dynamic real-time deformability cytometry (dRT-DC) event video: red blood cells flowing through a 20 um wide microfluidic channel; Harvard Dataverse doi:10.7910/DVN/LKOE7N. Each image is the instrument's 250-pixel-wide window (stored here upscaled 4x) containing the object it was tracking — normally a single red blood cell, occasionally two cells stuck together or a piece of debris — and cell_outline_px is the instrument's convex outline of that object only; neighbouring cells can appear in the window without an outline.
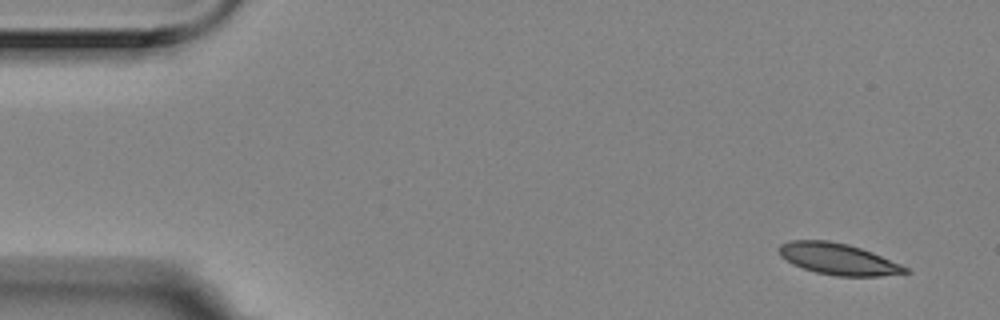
{"species": "Egyptian fruit bat (a non-hibernating species)", "species_latin": "Rousettus aegyptiacus", "temperature_condition": "room temperature", "stored_images_in_passage": 10, "camera_frame_rate_fps": 3000, "um_per_image_px": 0.085, "animal": {"sex": "female"}, "frame": {"image": 1, "passage_image": 1, "time_ms": 0.0, "image_size_px": [1000, 320], "cell_outline_px": [[912, 272], [880, 276], [836, 276], [816, 272], [792, 264], [780, 256], [776, 248], [780, 244], [792, 240], [828, 240], [848, 244], [872, 252], [900, 264], [908, 268]], "centroid_in_image_um": [71.21, 22.01], "position_along_channel_um": 13.8, "area_um2": 23.12}}
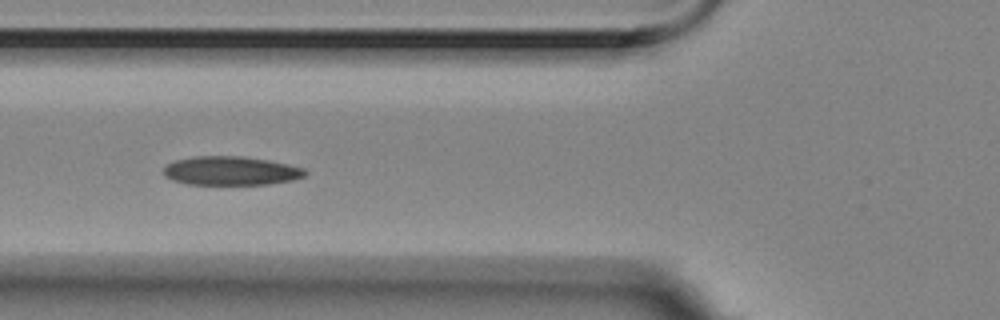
{"frame": {"image": 2, "passage_image": 6, "time_ms": 1.667, "image_size_px": [1000, 320], "cell_outline_px": [[308, 172], [304, 176], [292, 180], [268, 184], [188, 184], [172, 180], [164, 176], [164, 164], [176, 160], [192, 156], [244, 156], [268, 160], [288, 164], [304, 168]], "centroid_in_image_um": [19.6, 14.51], "position_along_channel_um": 106.2, "area_um2": 23.87}}
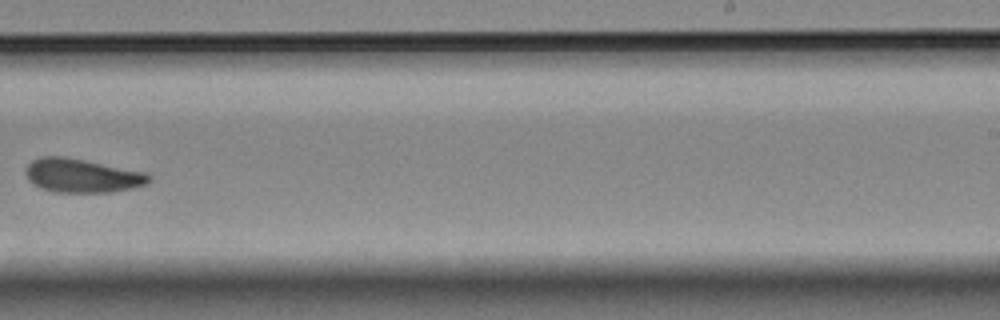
{"frame": {"image": 3, "passage_image": 10, "time_ms": 3.0, "image_size_px": [1000, 320], "cell_outline_px": [[152, 180], [148, 184], [132, 188], [112, 192], [56, 192], [40, 188], [32, 184], [28, 180], [24, 172], [24, 168], [32, 160], [44, 156], [64, 156], [148, 172], [152, 176]], "centroid_in_image_um": [6.99, 14.92], "position_along_channel_um": 282.0, "area_um2": 24.68}}